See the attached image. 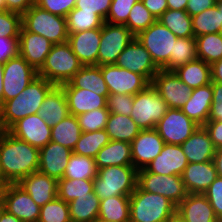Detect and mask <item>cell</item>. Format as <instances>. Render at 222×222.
<instances>
[{
    "label": "cell",
    "mask_w": 222,
    "mask_h": 222,
    "mask_svg": "<svg viewBox=\"0 0 222 222\" xmlns=\"http://www.w3.org/2000/svg\"><path fill=\"white\" fill-rule=\"evenodd\" d=\"M72 153L71 149L50 141L39 149L38 171L57 180L62 179Z\"/></svg>",
    "instance_id": "obj_19"
},
{
    "label": "cell",
    "mask_w": 222,
    "mask_h": 222,
    "mask_svg": "<svg viewBox=\"0 0 222 222\" xmlns=\"http://www.w3.org/2000/svg\"><path fill=\"white\" fill-rule=\"evenodd\" d=\"M97 173L98 169L94 158L72 153L62 179H94Z\"/></svg>",
    "instance_id": "obj_38"
},
{
    "label": "cell",
    "mask_w": 222,
    "mask_h": 222,
    "mask_svg": "<svg viewBox=\"0 0 222 222\" xmlns=\"http://www.w3.org/2000/svg\"><path fill=\"white\" fill-rule=\"evenodd\" d=\"M137 186L145 192L166 197L176 206L188 194L181 176L153 174L145 168L137 172Z\"/></svg>",
    "instance_id": "obj_9"
},
{
    "label": "cell",
    "mask_w": 222,
    "mask_h": 222,
    "mask_svg": "<svg viewBox=\"0 0 222 222\" xmlns=\"http://www.w3.org/2000/svg\"><path fill=\"white\" fill-rule=\"evenodd\" d=\"M213 162L215 164L218 176L222 177V147L215 149Z\"/></svg>",
    "instance_id": "obj_62"
},
{
    "label": "cell",
    "mask_w": 222,
    "mask_h": 222,
    "mask_svg": "<svg viewBox=\"0 0 222 222\" xmlns=\"http://www.w3.org/2000/svg\"><path fill=\"white\" fill-rule=\"evenodd\" d=\"M105 130L110 140L131 143L141 129L130 116L110 113Z\"/></svg>",
    "instance_id": "obj_32"
},
{
    "label": "cell",
    "mask_w": 222,
    "mask_h": 222,
    "mask_svg": "<svg viewBox=\"0 0 222 222\" xmlns=\"http://www.w3.org/2000/svg\"><path fill=\"white\" fill-rule=\"evenodd\" d=\"M213 100L208 120L222 121V83L212 82Z\"/></svg>",
    "instance_id": "obj_55"
},
{
    "label": "cell",
    "mask_w": 222,
    "mask_h": 222,
    "mask_svg": "<svg viewBox=\"0 0 222 222\" xmlns=\"http://www.w3.org/2000/svg\"><path fill=\"white\" fill-rule=\"evenodd\" d=\"M68 205L71 222H92L99 215L100 199L94 191L79 196Z\"/></svg>",
    "instance_id": "obj_34"
},
{
    "label": "cell",
    "mask_w": 222,
    "mask_h": 222,
    "mask_svg": "<svg viewBox=\"0 0 222 222\" xmlns=\"http://www.w3.org/2000/svg\"><path fill=\"white\" fill-rule=\"evenodd\" d=\"M157 21L177 38H194L192 19L186 11L167 9Z\"/></svg>",
    "instance_id": "obj_36"
},
{
    "label": "cell",
    "mask_w": 222,
    "mask_h": 222,
    "mask_svg": "<svg viewBox=\"0 0 222 222\" xmlns=\"http://www.w3.org/2000/svg\"><path fill=\"white\" fill-rule=\"evenodd\" d=\"M55 87L45 78L37 76L15 98L1 105L2 120L8 130L15 122L28 115L38 114L47 94Z\"/></svg>",
    "instance_id": "obj_2"
},
{
    "label": "cell",
    "mask_w": 222,
    "mask_h": 222,
    "mask_svg": "<svg viewBox=\"0 0 222 222\" xmlns=\"http://www.w3.org/2000/svg\"><path fill=\"white\" fill-rule=\"evenodd\" d=\"M188 0H167L168 9L186 11Z\"/></svg>",
    "instance_id": "obj_61"
},
{
    "label": "cell",
    "mask_w": 222,
    "mask_h": 222,
    "mask_svg": "<svg viewBox=\"0 0 222 222\" xmlns=\"http://www.w3.org/2000/svg\"><path fill=\"white\" fill-rule=\"evenodd\" d=\"M92 222H114V221H108V220H105V219L97 216Z\"/></svg>",
    "instance_id": "obj_70"
},
{
    "label": "cell",
    "mask_w": 222,
    "mask_h": 222,
    "mask_svg": "<svg viewBox=\"0 0 222 222\" xmlns=\"http://www.w3.org/2000/svg\"><path fill=\"white\" fill-rule=\"evenodd\" d=\"M168 222H188L183 216H181L177 211H175L170 217Z\"/></svg>",
    "instance_id": "obj_65"
},
{
    "label": "cell",
    "mask_w": 222,
    "mask_h": 222,
    "mask_svg": "<svg viewBox=\"0 0 222 222\" xmlns=\"http://www.w3.org/2000/svg\"><path fill=\"white\" fill-rule=\"evenodd\" d=\"M6 10L5 0H0V11Z\"/></svg>",
    "instance_id": "obj_71"
},
{
    "label": "cell",
    "mask_w": 222,
    "mask_h": 222,
    "mask_svg": "<svg viewBox=\"0 0 222 222\" xmlns=\"http://www.w3.org/2000/svg\"><path fill=\"white\" fill-rule=\"evenodd\" d=\"M3 72L4 64L0 62V104H3Z\"/></svg>",
    "instance_id": "obj_64"
},
{
    "label": "cell",
    "mask_w": 222,
    "mask_h": 222,
    "mask_svg": "<svg viewBox=\"0 0 222 222\" xmlns=\"http://www.w3.org/2000/svg\"><path fill=\"white\" fill-rule=\"evenodd\" d=\"M76 0H35V5L43 10L65 17L75 8Z\"/></svg>",
    "instance_id": "obj_51"
},
{
    "label": "cell",
    "mask_w": 222,
    "mask_h": 222,
    "mask_svg": "<svg viewBox=\"0 0 222 222\" xmlns=\"http://www.w3.org/2000/svg\"><path fill=\"white\" fill-rule=\"evenodd\" d=\"M82 66L78 57L73 53L70 44L64 42L53 44L37 74L55 86H61L68 83Z\"/></svg>",
    "instance_id": "obj_5"
},
{
    "label": "cell",
    "mask_w": 222,
    "mask_h": 222,
    "mask_svg": "<svg viewBox=\"0 0 222 222\" xmlns=\"http://www.w3.org/2000/svg\"><path fill=\"white\" fill-rule=\"evenodd\" d=\"M145 8L158 20L168 9L167 0H141Z\"/></svg>",
    "instance_id": "obj_58"
},
{
    "label": "cell",
    "mask_w": 222,
    "mask_h": 222,
    "mask_svg": "<svg viewBox=\"0 0 222 222\" xmlns=\"http://www.w3.org/2000/svg\"><path fill=\"white\" fill-rule=\"evenodd\" d=\"M197 58L209 65L222 59V32L195 37Z\"/></svg>",
    "instance_id": "obj_39"
},
{
    "label": "cell",
    "mask_w": 222,
    "mask_h": 222,
    "mask_svg": "<svg viewBox=\"0 0 222 222\" xmlns=\"http://www.w3.org/2000/svg\"><path fill=\"white\" fill-rule=\"evenodd\" d=\"M53 44L45 37L28 32L21 27L18 38L19 55H21L36 71H38Z\"/></svg>",
    "instance_id": "obj_21"
},
{
    "label": "cell",
    "mask_w": 222,
    "mask_h": 222,
    "mask_svg": "<svg viewBox=\"0 0 222 222\" xmlns=\"http://www.w3.org/2000/svg\"><path fill=\"white\" fill-rule=\"evenodd\" d=\"M199 127L181 109L169 108L155 129L165 144H183Z\"/></svg>",
    "instance_id": "obj_12"
},
{
    "label": "cell",
    "mask_w": 222,
    "mask_h": 222,
    "mask_svg": "<svg viewBox=\"0 0 222 222\" xmlns=\"http://www.w3.org/2000/svg\"><path fill=\"white\" fill-rule=\"evenodd\" d=\"M7 132V129L4 126L3 120H2V110H1V104H0V136L5 134Z\"/></svg>",
    "instance_id": "obj_66"
},
{
    "label": "cell",
    "mask_w": 222,
    "mask_h": 222,
    "mask_svg": "<svg viewBox=\"0 0 222 222\" xmlns=\"http://www.w3.org/2000/svg\"><path fill=\"white\" fill-rule=\"evenodd\" d=\"M69 107V113L74 116L95 109L107 108V98L87 89L73 87L69 82L61 85Z\"/></svg>",
    "instance_id": "obj_25"
},
{
    "label": "cell",
    "mask_w": 222,
    "mask_h": 222,
    "mask_svg": "<svg viewBox=\"0 0 222 222\" xmlns=\"http://www.w3.org/2000/svg\"><path fill=\"white\" fill-rule=\"evenodd\" d=\"M216 4L217 0H188L186 12L193 17L204 10L214 7Z\"/></svg>",
    "instance_id": "obj_57"
},
{
    "label": "cell",
    "mask_w": 222,
    "mask_h": 222,
    "mask_svg": "<svg viewBox=\"0 0 222 222\" xmlns=\"http://www.w3.org/2000/svg\"><path fill=\"white\" fill-rule=\"evenodd\" d=\"M112 0H76L75 8L80 12H93L106 20Z\"/></svg>",
    "instance_id": "obj_53"
},
{
    "label": "cell",
    "mask_w": 222,
    "mask_h": 222,
    "mask_svg": "<svg viewBox=\"0 0 222 222\" xmlns=\"http://www.w3.org/2000/svg\"><path fill=\"white\" fill-rule=\"evenodd\" d=\"M134 95L109 94L107 97V109L110 113L131 116Z\"/></svg>",
    "instance_id": "obj_50"
},
{
    "label": "cell",
    "mask_w": 222,
    "mask_h": 222,
    "mask_svg": "<svg viewBox=\"0 0 222 222\" xmlns=\"http://www.w3.org/2000/svg\"><path fill=\"white\" fill-rule=\"evenodd\" d=\"M40 207L57 197L58 180L39 171L33 172L17 183Z\"/></svg>",
    "instance_id": "obj_22"
},
{
    "label": "cell",
    "mask_w": 222,
    "mask_h": 222,
    "mask_svg": "<svg viewBox=\"0 0 222 222\" xmlns=\"http://www.w3.org/2000/svg\"><path fill=\"white\" fill-rule=\"evenodd\" d=\"M8 183L4 180L3 176H2V171H1V168H0V190L6 186Z\"/></svg>",
    "instance_id": "obj_69"
},
{
    "label": "cell",
    "mask_w": 222,
    "mask_h": 222,
    "mask_svg": "<svg viewBox=\"0 0 222 222\" xmlns=\"http://www.w3.org/2000/svg\"><path fill=\"white\" fill-rule=\"evenodd\" d=\"M189 163H202L213 160L215 147L203 126L180 145Z\"/></svg>",
    "instance_id": "obj_27"
},
{
    "label": "cell",
    "mask_w": 222,
    "mask_h": 222,
    "mask_svg": "<svg viewBox=\"0 0 222 222\" xmlns=\"http://www.w3.org/2000/svg\"><path fill=\"white\" fill-rule=\"evenodd\" d=\"M5 4L7 11L23 15L35 4V0H5Z\"/></svg>",
    "instance_id": "obj_59"
},
{
    "label": "cell",
    "mask_w": 222,
    "mask_h": 222,
    "mask_svg": "<svg viewBox=\"0 0 222 222\" xmlns=\"http://www.w3.org/2000/svg\"><path fill=\"white\" fill-rule=\"evenodd\" d=\"M130 222H168L177 206L164 196L136 186L129 196Z\"/></svg>",
    "instance_id": "obj_4"
},
{
    "label": "cell",
    "mask_w": 222,
    "mask_h": 222,
    "mask_svg": "<svg viewBox=\"0 0 222 222\" xmlns=\"http://www.w3.org/2000/svg\"><path fill=\"white\" fill-rule=\"evenodd\" d=\"M38 114L51 128L70 114L66 94L61 86H55L47 94Z\"/></svg>",
    "instance_id": "obj_29"
},
{
    "label": "cell",
    "mask_w": 222,
    "mask_h": 222,
    "mask_svg": "<svg viewBox=\"0 0 222 222\" xmlns=\"http://www.w3.org/2000/svg\"><path fill=\"white\" fill-rule=\"evenodd\" d=\"M151 84L169 108L180 109L190 98L192 92V88L181 81L174 71L160 69Z\"/></svg>",
    "instance_id": "obj_15"
},
{
    "label": "cell",
    "mask_w": 222,
    "mask_h": 222,
    "mask_svg": "<svg viewBox=\"0 0 222 222\" xmlns=\"http://www.w3.org/2000/svg\"><path fill=\"white\" fill-rule=\"evenodd\" d=\"M191 19L194 38L204 34L220 32V11L217 4L191 17Z\"/></svg>",
    "instance_id": "obj_44"
},
{
    "label": "cell",
    "mask_w": 222,
    "mask_h": 222,
    "mask_svg": "<svg viewBox=\"0 0 222 222\" xmlns=\"http://www.w3.org/2000/svg\"><path fill=\"white\" fill-rule=\"evenodd\" d=\"M218 220L222 222V177L218 176L204 192Z\"/></svg>",
    "instance_id": "obj_52"
},
{
    "label": "cell",
    "mask_w": 222,
    "mask_h": 222,
    "mask_svg": "<svg viewBox=\"0 0 222 222\" xmlns=\"http://www.w3.org/2000/svg\"><path fill=\"white\" fill-rule=\"evenodd\" d=\"M155 21L156 19L153 15L145 8L142 1L139 0L132 7L125 26L136 37L140 32L148 29Z\"/></svg>",
    "instance_id": "obj_45"
},
{
    "label": "cell",
    "mask_w": 222,
    "mask_h": 222,
    "mask_svg": "<svg viewBox=\"0 0 222 222\" xmlns=\"http://www.w3.org/2000/svg\"><path fill=\"white\" fill-rule=\"evenodd\" d=\"M188 164L180 145L165 144L160 154L145 169L153 174L181 176Z\"/></svg>",
    "instance_id": "obj_20"
},
{
    "label": "cell",
    "mask_w": 222,
    "mask_h": 222,
    "mask_svg": "<svg viewBox=\"0 0 222 222\" xmlns=\"http://www.w3.org/2000/svg\"><path fill=\"white\" fill-rule=\"evenodd\" d=\"M19 54L18 38L0 37V62L5 64L8 60Z\"/></svg>",
    "instance_id": "obj_54"
},
{
    "label": "cell",
    "mask_w": 222,
    "mask_h": 222,
    "mask_svg": "<svg viewBox=\"0 0 222 222\" xmlns=\"http://www.w3.org/2000/svg\"><path fill=\"white\" fill-rule=\"evenodd\" d=\"M94 191L93 179L69 180L59 179L57 197L69 203L82 195H89Z\"/></svg>",
    "instance_id": "obj_43"
},
{
    "label": "cell",
    "mask_w": 222,
    "mask_h": 222,
    "mask_svg": "<svg viewBox=\"0 0 222 222\" xmlns=\"http://www.w3.org/2000/svg\"><path fill=\"white\" fill-rule=\"evenodd\" d=\"M110 111L107 108L95 109L79 114L77 117L82 132L105 129Z\"/></svg>",
    "instance_id": "obj_47"
},
{
    "label": "cell",
    "mask_w": 222,
    "mask_h": 222,
    "mask_svg": "<svg viewBox=\"0 0 222 222\" xmlns=\"http://www.w3.org/2000/svg\"><path fill=\"white\" fill-rule=\"evenodd\" d=\"M211 81L222 83V59L211 65Z\"/></svg>",
    "instance_id": "obj_60"
},
{
    "label": "cell",
    "mask_w": 222,
    "mask_h": 222,
    "mask_svg": "<svg viewBox=\"0 0 222 222\" xmlns=\"http://www.w3.org/2000/svg\"><path fill=\"white\" fill-rule=\"evenodd\" d=\"M22 27L45 37L52 44L68 41L66 18L51 14L35 4L22 15Z\"/></svg>",
    "instance_id": "obj_6"
},
{
    "label": "cell",
    "mask_w": 222,
    "mask_h": 222,
    "mask_svg": "<svg viewBox=\"0 0 222 222\" xmlns=\"http://www.w3.org/2000/svg\"><path fill=\"white\" fill-rule=\"evenodd\" d=\"M37 76V71L21 55L8 60L3 72V103L19 95Z\"/></svg>",
    "instance_id": "obj_11"
},
{
    "label": "cell",
    "mask_w": 222,
    "mask_h": 222,
    "mask_svg": "<svg viewBox=\"0 0 222 222\" xmlns=\"http://www.w3.org/2000/svg\"><path fill=\"white\" fill-rule=\"evenodd\" d=\"M81 133L82 131L77 117L69 114L51 128V141L63 145L73 151Z\"/></svg>",
    "instance_id": "obj_35"
},
{
    "label": "cell",
    "mask_w": 222,
    "mask_h": 222,
    "mask_svg": "<svg viewBox=\"0 0 222 222\" xmlns=\"http://www.w3.org/2000/svg\"><path fill=\"white\" fill-rule=\"evenodd\" d=\"M105 20L93 12H80L74 8L66 16L68 34L78 33L87 30L101 29Z\"/></svg>",
    "instance_id": "obj_40"
},
{
    "label": "cell",
    "mask_w": 222,
    "mask_h": 222,
    "mask_svg": "<svg viewBox=\"0 0 222 222\" xmlns=\"http://www.w3.org/2000/svg\"><path fill=\"white\" fill-rule=\"evenodd\" d=\"M139 0H112L105 22L125 25L132 7Z\"/></svg>",
    "instance_id": "obj_49"
},
{
    "label": "cell",
    "mask_w": 222,
    "mask_h": 222,
    "mask_svg": "<svg viewBox=\"0 0 222 222\" xmlns=\"http://www.w3.org/2000/svg\"><path fill=\"white\" fill-rule=\"evenodd\" d=\"M5 210L22 222H38L41 207L38 206L17 183H9L0 190Z\"/></svg>",
    "instance_id": "obj_13"
},
{
    "label": "cell",
    "mask_w": 222,
    "mask_h": 222,
    "mask_svg": "<svg viewBox=\"0 0 222 222\" xmlns=\"http://www.w3.org/2000/svg\"><path fill=\"white\" fill-rule=\"evenodd\" d=\"M174 72L192 89L211 83V65L198 58L178 67Z\"/></svg>",
    "instance_id": "obj_33"
},
{
    "label": "cell",
    "mask_w": 222,
    "mask_h": 222,
    "mask_svg": "<svg viewBox=\"0 0 222 222\" xmlns=\"http://www.w3.org/2000/svg\"><path fill=\"white\" fill-rule=\"evenodd\" d=\"M169 109L165 100L150 84L134 95L131 118L141 130L153 129Z\"/></svg>",
    "instance_id": "obj_7"
},
{
    "label": "cell",
    "mask_w": 222,
    "mask_h": 222,
    "mask_svg": "<svg viewBox=\"0 0 222 222\" xmlns=\"http://www.w3.org/2000/svg\"><path fill=\"white\" fill-rule=\"evenodd\" d=\"M213 100L211 83L192 89L190 98L180 108L191 120L199 126H203L209 118V112Z\"/></svg>",
    "instance_id": "obj_26"
},
{
    "label": "cell",
    "mask_w": 222,
    "mask_h": 222,
    "mask_svg": "<svg viewBox=\"0 0 222 222\" xmlns=\"http://www.w3.org/2000/svg\"><path fill=\"white\" fill-rule=\"evenodd\" d=\"M100 68L110 94L135 95L151 84L143 75L115 64L101 65Z\"/></svg>",
    "instance_id": "obj_14"
},
{
    "label": "cell",
    "mask_w": 222,
    "mask_h": 222,
    "mask_svg": "<svg viewBox=\"0 0 222 222\" xmlns=\"http://www.w3.org/2000/svg\"><path fill=\"white\" fill-rule=\"evenodd\" d=\"M97 169L107 166L133 165L131 145L127 142L110 140L95 156Z\"/></svg>",
    "instance_id": "obj_30"
},
{
    "label": "cell",
    "mask_w": 222,
    "mask_h": 222,
    "mask_svg": "<svg viewBox=\"0 0 222 222\" xmlns=\"http://www.w3.org/2000/svg\"><path fill=\"white\" fill-rule=\"evenodd\" d=\"M176 211L188 222H220L204 194H187Z\"/></svg>",
    "instance_id": "obj_28"
},
{
    "label": "cell",
    "mask_w": 222,
    "mask_h": 222,
    "mask_svg": "<svg viewBox=\"0 0 222 222\" xmlns=\"http://www.w3.org/2000/svg\"><path fill=\"white\" fill-rule=\"evenodd\" d=\"M197 59L196 39L177 38L174 54L170 55L169 63L163 68L165 71H174L180 66Z\"/></svg>",
    "instance_id": "obj_42"
},
{
    "label": "cell",
    "mask_w": 222,
    "mask_h": 222,
    "mask_svg": "<svg viewBox=\"0 0 222 222\" xmlns=\"http://www.w3.org/2000/svg\"><path fill=\"white\" fill-rule=\"evenodd\" d=\"M39 148L18 139L8 131L0 136V168L4 180L18 183L38 171Z\"/></svg>",
    "instance_id": "obj_1"
},
{
    "label": "cell",
    "mask_w": 222,
    "mask_h": 222,
    "mask_svg": "<svg viewBox=\"0 0 222 222\" xmlns=\"http://www.w3.org/2000/svg\"><path fill=\"white\" fill-rule=\"evenodd\" d=\"M138 170L133 165L107 166L98 169L93 179L94 193L100 200L113 196H130L137 186Z\"/></svg>",
    "instance_id": "obj_3"
},
{
    "label": "cell",
    "mask_w": 222,
    "mask_h": 222,
    "mask_svg": "<svg viewBox=\"0 0 222 222\" xmlns=\"http://www.w3.org/2000/svg\"><path fill=\"white\" fill-rule=\"evenodd\" d=\"M109 142L110 139L105 129L82 132L73 153L95 158L98 151Z\"/></svg>",
    "instance_id": "obj_41"
},
{
    "label": "cell",
    "mask_w": 222,
    "mask_h": 222,
    "mask_svg": "<svg viewBox=\"0 0 222 222\" xmlns=\"http://www.w3.org/2000/svg\"><path fill=\"white\" fill-rule=\"evenodd\" d=\"M22 15L10 11H0V37L19 38Z\"/></svg>",
    "instance_id": "obj_48"
},
{
    "label": "cell",
    "mask_w": 222,
    "mask_h": 222,
    "mask_svg": "<svg viewBox=\"0 0 222 222\" xmlns=\"http://www.w3.org/2000/svg\"><path fill=\"white\" fill-rule=\"evenodd\" d=\"M136 39L147 49L159 69L169 63L177 41V37L157 20L148 29L140 32Z\"/></svg>",
    "instance_id": "obj_8"
},
{
    "label": "cell",
    "mask_w": 222,
    "mask_h": 222,
    "mask_svg": "<svg viewBox=\"0 0 222 222\" xmlns=\"http://www.w3.org/2000/svg\"><path fill=\"white\" fill-rule=\"evenodd\" d=\"M7 131L39 149L51 141V127L39 114L28 115L18 120Z\"/></svg>",
    "instance_id": "obj_17"
},
{
    "label": "cell",
    "mask_w": 222,
    "mask_h": 222,
    "mask_svg": "<svg viewBox=\"0 0 222 222\" xmlns=\"http://www.w3.org/2000/svg\"><path fill=\"white\" fill-rule=\"evenodd\" d=\"M99 217L114 222H130L129 196H113L100 200Z\"/></svg>",
    "instance_id": "obj_37"
},
{
    "label": "cell",
    "mask_w": 222,
    "mask_h": 222,
    "mask_svg": "<svg viewBox=\"0 0 222 222\" xmlns=\"http://www.w3.org/2000/svg\"><path fill=\"white\" fill-rule=\"evenodd\" d=\"M188 194H204L218 177L213 160L202 163H189L181 175Z\"/></svg>",
    "instance_id": "obj_24"
},
{
    "label": "cell",
    "mask_w": 222,
    "mask_h": 222,
    "mask_svg": "<svg viewBox=\"0 0 222 222\" xmlns=\"http://www.w3.org/2000/svg\"><path fill=\"white\" fill-rule=\"evenodd\" d=\"M38 222H71L69 205L56 197L41 207Z\"/></svg>",
    "instance_id": "obj_46"
},
{
    "label": "cell",
    "mask_w": 222,
    "mask_h": 222,
    "mask_svg": "<svg viewBox=\"0 0 222 222\" xmlns=\"http://www.w3.org/2000/svg\"><path fill=\"white\" fill-rule=\"evenodd\" d=\"M67 42L83 66L97 65L101 29L68 34Z\"/></svg>",
    "instance_id": "obj_23"
},
{
    "label": "cell",
    "mask_w": 222,
    "mask_h": 222,
    "mask_svg": "<svg viewBox=\"0 0 222 222\" xmlns=\"http://www.w3.org/2000/svg\"><path fill=\"white\" fill-rule=\"evenodd\" d=\"M0 222H22V221L16 218L14 215H11L7 211H5L1 217Z\"/></svg>",
    "instance_id": "obj_63"
},
{
    "label": "cell",
    "mask_w": 222,
    "mask_h": 222,
    "mask_svg": "<svg viewBox=\"0 0 222 222\" xmlns=\"http://www.w3.org/2000/svg\"><path fill=\"white\" fill-rule=\"evenodd\" d=\"M217 5L220 11V32H222V0H217Z\"/></svg>",
    "instance_id": "obj_67"
},
{
    "label": "cell",
    "mask_w": 222,
    "mask_h": 222,
    "mask_svg": "<svg viewBox=\"0 0 222 222\" xmlns=\"http://www.w3.org/2000/svg\"><path fill=\"white\" fill-rule=\"evenodd\" d=\"M69 83L75 88L87 89L106 98L110 94L98 65L82 66Z\"/></svg>",
    "instance_id": "obj_31"
},
{
    "label": "cell",
    "mask_w": 222,
    "mask_h": 222,
    "mask_svg": "<svg viewBox=\"0 0 222 222\" xmlns=\"http://www.w3.org/2000/svg\"><path fill=\"white\" fill-rule=\"evenodd\" d=\"M5 211H6V210H5V204H4L3 200H2V198L0 197V221H1L2 215H3V213H4Z\"/></svg>",
    "instance_id": "obj_68"
},
{
    "label": "cell",
    "mask_w": 222,
    "mask_h": 222,
    "mask_svg": "<svg viewBox=\"0 0 222 222\" xmlns=\"http://www.w3.org/2000/svg\"><path fill=\"white\" fill-rule=\"evenodd\" d=\"M115 65L143 75L150 83L160 70L153 62L150 53L136 37L120 53Z\"/></svg>",
    "instance_id": "obj_16"
},
{
    "label": "cell",
    "mask_w": 222,
    "mask_h": 222,
    "mask_svg": "<svg viewBox=\"0 0 222 222\" xmlns=\"http://www.w3.org/2000/svg\"><path fill=\"white\" fill-rule=\"evenodd\" d=\"M134 38L135 36L125 25L105 22L101 27L97 65L115 64L120 53Z\"/></svg>",
    "instance_id": "obj_10"
},
{
    "label": "cell",
    "mask_w": 222,
    "mask_h": 222,
    "mask_svg": "<svg viewBox=\"0 0 222 222\" xmlns=\"http://www.w3.org/2000/svg\"><path fill=\"white\" fill-rule=\"evenodd\" d=\"M130 145L133 166L137 170H141L160 154L165 142L153 128L140 130Z\"/></svg>",
    "instance_id": "obj_18"
},
{
    "label": "cell",
    "mask_w": 222,
    "mask_h": 222,
    "mask_svg": "<svg viewBox=\"0 0 222 222\" xmlns=\"http://www.w3.org/2000/svg\"><path fill=\"white\" fill-rule=\"evenodd\" d=\"M203 127L208 132L215 149L222 147V121L208 120Z\"/></svg>",
    "instance_id": "obj_56"
}]
</instances>
